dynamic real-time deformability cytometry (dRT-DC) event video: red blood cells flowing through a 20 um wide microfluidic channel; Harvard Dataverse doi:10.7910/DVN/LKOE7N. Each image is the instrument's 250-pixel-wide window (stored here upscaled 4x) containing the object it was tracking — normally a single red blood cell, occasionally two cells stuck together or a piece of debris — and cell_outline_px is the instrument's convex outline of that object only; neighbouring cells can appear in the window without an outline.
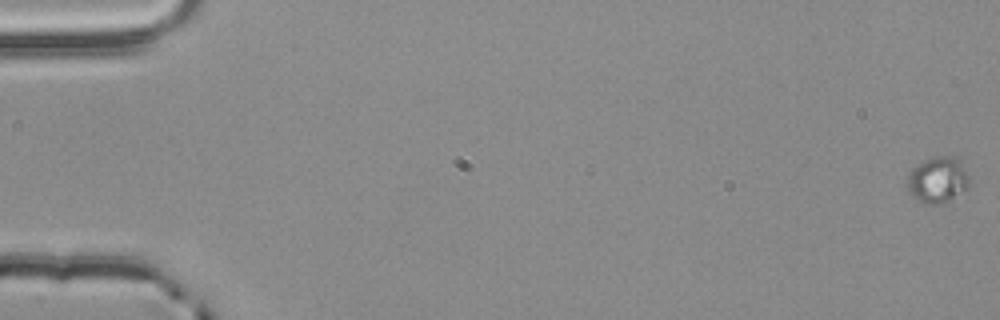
{"species": "common noctule bat (a hibernating species)", "species_latin": "Nyctalus noctula", "temperature_condition": "room temperature", "stored_images_in_passage": 22, "camera_frame_rate_fps": 3000, "um_per_image_px": 0.085, "animal": {"sex": "male", "body_mass_g": 20.4}, "frame": {"image": 1, "passage_image": 1, "time_ms": 0.0, "image_size_px": [1000, 320], "cell_outline_px": [[968, 188], [948, 204], [932, 204], [920, 200], [912, 196], [908, 192], [908, 172], [916, 164], [924, 160], [936, 156], [956, 156], [960, 160], [968, 176]], "centroid_in_image_um": [79.72, 15.29], "position_along_channel_um": 5.3, "area_um2": 16.88}}
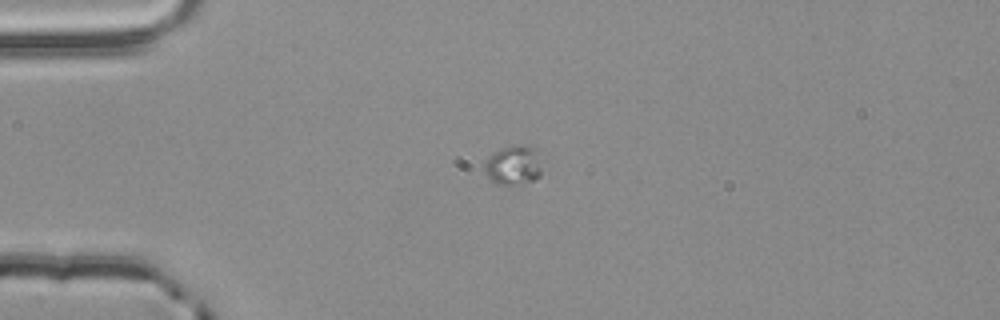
{"frame": {"image": 2, "passage_image": 16, "time_ms": 5.0, "image_size_px": [1000, 320], "cell_outline_px": [[540, 176], [532, 180], [512, 184], [496, 184], [488, 180], [484, 172], [484, 160], [488, 156], [500, 148], [512, 144], [524, 144], [536, 148], [540, 168]], "centroid_in_image_um": [43.57, 14.01], "position_along_channel_um": 41.4, "area_um2": 13.35}}